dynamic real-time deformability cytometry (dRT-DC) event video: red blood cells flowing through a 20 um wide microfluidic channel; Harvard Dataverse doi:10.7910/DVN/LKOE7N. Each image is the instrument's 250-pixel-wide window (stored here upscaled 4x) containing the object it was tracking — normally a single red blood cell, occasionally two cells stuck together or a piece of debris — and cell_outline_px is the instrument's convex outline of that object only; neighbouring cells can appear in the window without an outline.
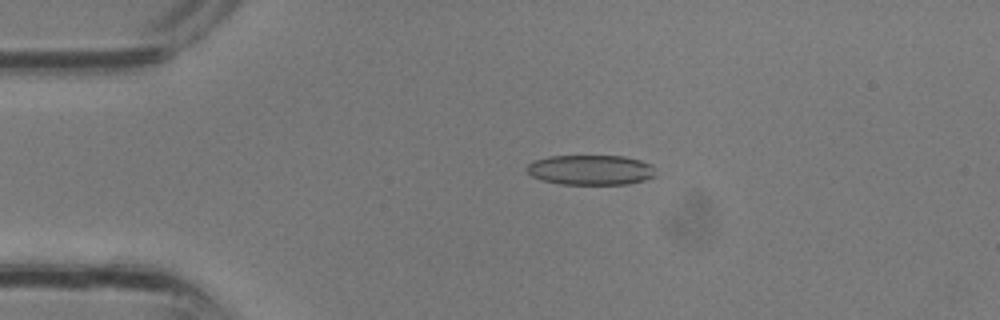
{"species": "common noctule bat (a hibernating species)", "species_latin": "Nyctalus noctula", "temperature_condition": "room temperature", "stored_images_in_passage": 30, "camera_frame_rate_fps": 3000, "um_per_image_px": 0.085, "animal": {"sex": "male", "body_mass_g": 13.3}, "frame": {"image": 1, "passage_image": 5, "time_ms": 1.333, "image_size_px": [1000, 320], "cell_outline_px": [[656, 176], [644, 180], [628, 184], [560, 184], [540, 180], [532, 176], [524, 168], [532, 160], [548, 156], [624, 156], [640, 160], [652, 164]], "centroid_in_image_um": [50.18, 14.44], "position_along_channel_um": 34.8, "area_um2": 22.77}}
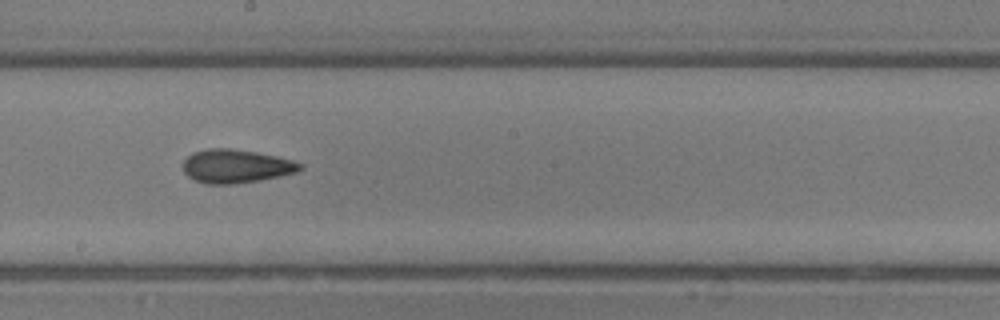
{"frame": {"image": 2, "passage_image": 16, "time_ms": 5.0, "image_size_px": [1000, 320], "cell_outline_px": [[304, 168], [296, 172], [260, 180], [232, 184], [204, 184], [188, 176], [184, 172], [184, 160], [192, 152], [208, 148], [232, 148], [256, 152], [276, 156], [292, 160], [304, 164]], "centroid_in_image_um": [20.06, 14.12], "position_along_channel_um": 228.1, "area_um2": 22.89}}
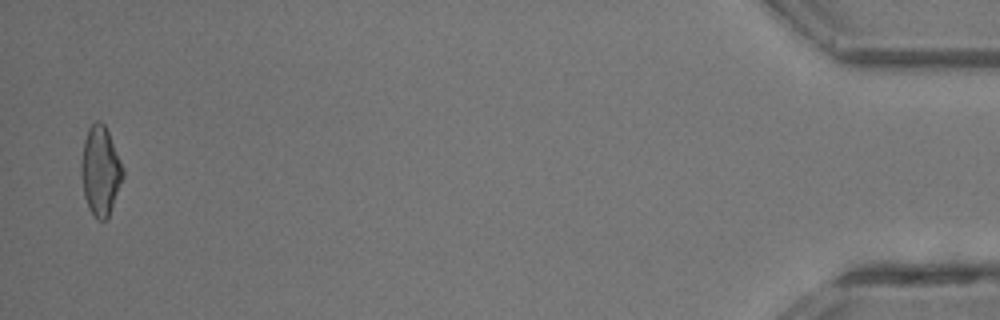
{"frame": {"image": 3, "passage_image": 30, "time_ms": 9.667, "image_size_px": [1000, 320], "cell_outline_px": [[124, 176], [108, 216], [104, 220], [96, 220], [88, 208], [84, 196], [80, 176], [80, 164], [84, 140], [88, 128], [96, 120], [100, 120], [104, 124], [108, 132], [124, 168]], "centroid_in_image_um": [8.51, 14.52], "position_along_channel_um": 426.7, "area_um2": 21.79}}